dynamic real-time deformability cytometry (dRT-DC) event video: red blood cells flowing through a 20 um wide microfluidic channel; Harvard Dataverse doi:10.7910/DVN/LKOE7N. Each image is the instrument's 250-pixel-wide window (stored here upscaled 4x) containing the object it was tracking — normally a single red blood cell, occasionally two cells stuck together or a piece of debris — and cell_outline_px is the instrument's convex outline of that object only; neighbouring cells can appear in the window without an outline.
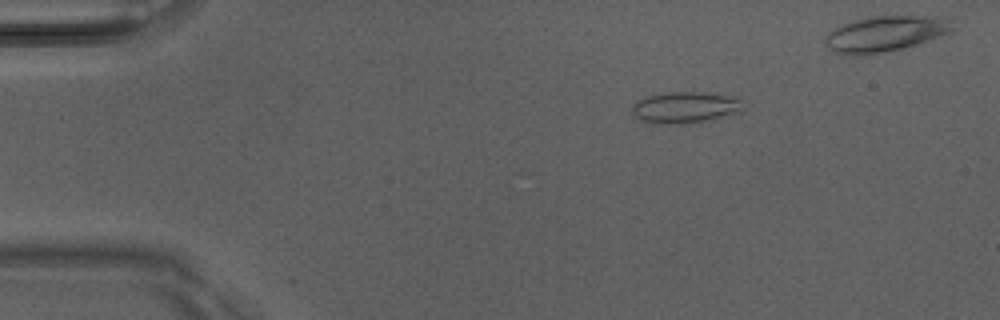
{"species": "Egyptian fruit bat (a non-hibernating species)", "species_latin": "Rousettus aegyptiacus", "temperature_condition": "room temperature", "stored_images_in_passage": 4, "camera_frame_rate_fps": 3000, "um_per_image_px": 0.085, "animal": {"sex": "male"}, "frame": {"image": 1, "passage_image": 1, "time_ms": 0.0, "image_size_px": [1000, 320], "cell_outline_px": [[740, 112], [716, 120], [700, 124], [652, 124], [640, 120], [632, 112], [632, 104], [636, 100], [644, 96], [664, 92], [704, 92], [740, 96]], "centroid_in_image_um": [58.24, 9.15], "position_along_channel_um": 26.8, "area_um2": 21.27}}